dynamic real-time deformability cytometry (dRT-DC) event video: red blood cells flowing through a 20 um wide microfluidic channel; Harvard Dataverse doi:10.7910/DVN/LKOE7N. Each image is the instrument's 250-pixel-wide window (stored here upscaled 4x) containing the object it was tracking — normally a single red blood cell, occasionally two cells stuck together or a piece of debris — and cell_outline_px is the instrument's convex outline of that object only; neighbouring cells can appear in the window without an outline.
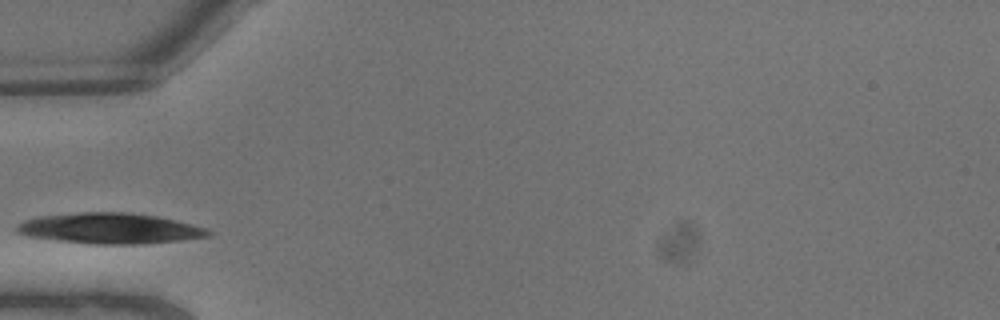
{"species": "common noctule bat (a hibernating species)", "species_latin": "Nyctalus noctula", "temperature_condition": "warm", "stored_images_in_passage": 3, "camera_frame_rate_fps": 3000, "um_per_image_px": 0.085, "animal": {"sex": "male", "body_mass_g": 13.3}, "frame": {"image": 1, "passage_image": 1, "time_ms": 0.0, "image_size_px": [1000, 320], "cell_outline_px": [[212, 236], [180, 240], [144, 244], [96, 244], [60, 240], [28, 236], [16, 232], [16, 224], [24, 220], [36, 216], [80, 212], [124, 212], [156, 216], [176, 220], [192, 224], [204, 228], [212, 232]], "centroid_in_image_um": [9.33, 19.41], "position_along_channel_um": 75.7, "area_um2": 34.16}}
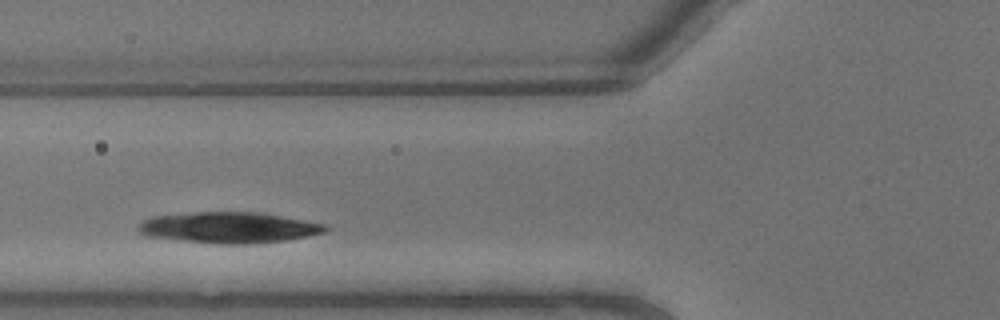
{"frame": {"image": 2, "passage_image": 2, "time_ms": 0.333, "image_size_px": [1000, 320], "cell_outline_px": [[328, 228], [324, 232], [308, 236], [288, 240], [252, 244], [220, 244], [144, 236], [136, 228], [144, 220], [152, 216], [196, 212], [260, 212], [328, 224]], "centroid_in_image_um": [19.48, 19.34], "position_along_channel_um": 106.3, "area_um2": 33.93}}
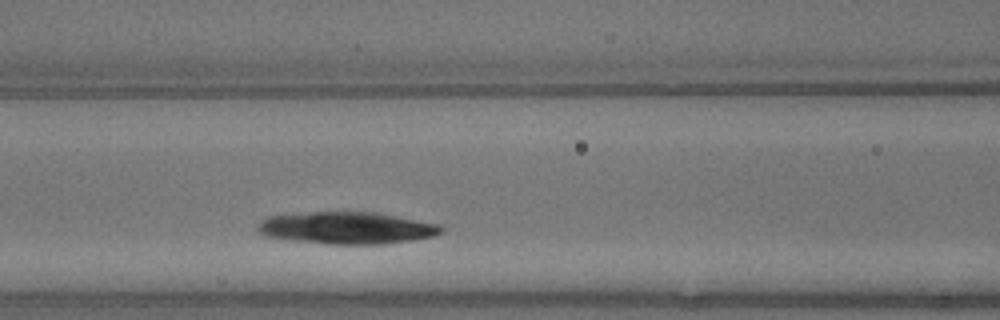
{"frame": {"image": 3, "passage_image": 3, "time_ms": 0.667, "image_size_px": [1000, 320], "cell_outline_px": [[444, 232], [432, 236], [412, 240], [384, 244], [324, 244], [288, 240], [264, 236], [256, 228], [256, 224], [260, 220], [268, 216], [312, 212], [380, 212], [440, 224], [444, 228]], "centroid_in_image_um": [29.47, 19.37], "position_along_channel_um": 137.1, "area_um2": 34.8}}